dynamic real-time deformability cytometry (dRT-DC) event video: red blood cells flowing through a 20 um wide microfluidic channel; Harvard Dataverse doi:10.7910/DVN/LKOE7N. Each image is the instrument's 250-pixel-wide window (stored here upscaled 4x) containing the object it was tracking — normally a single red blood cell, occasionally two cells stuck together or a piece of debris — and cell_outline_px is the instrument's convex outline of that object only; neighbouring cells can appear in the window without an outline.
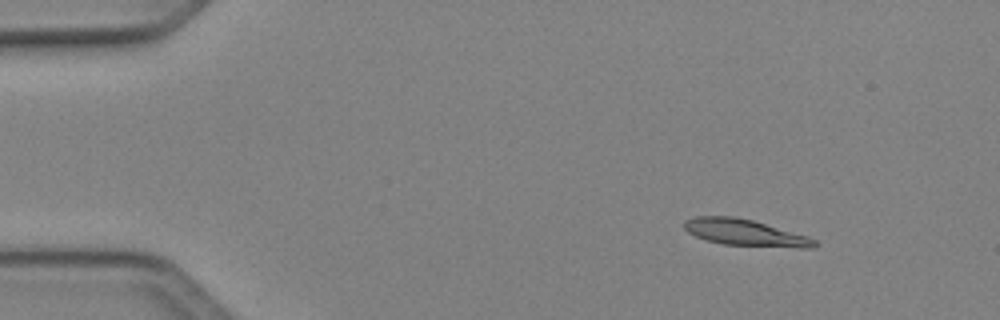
{"species": "Egyptian fruit bat (a non-hibernating species)", "species_latin": "Rousettus aegyptiacus", "temperature_condition": "cold", "stored_images_in_passage": 9, "camera_frame_rate_fps": 3000, "um_per_image_px": 0.085, "animal": {"sex": "female"}, "frame": {"image": 1, "passage_image": 1, "time_ms": 0.0, "image_size_px": [1000, 320], "cell_outline_px": [[816, 248], [800, 248], [724, 244], [708, 240], [696, 236], [688, 232], [684, 228], [684, 220], [696, 216], [736, 216], [752, 220], [808, 236], [816, 240]], "centroid_in_image_um": [63.34, 19.77], "position_along_channel_um": 21.7, "area_um2": 20.0}}